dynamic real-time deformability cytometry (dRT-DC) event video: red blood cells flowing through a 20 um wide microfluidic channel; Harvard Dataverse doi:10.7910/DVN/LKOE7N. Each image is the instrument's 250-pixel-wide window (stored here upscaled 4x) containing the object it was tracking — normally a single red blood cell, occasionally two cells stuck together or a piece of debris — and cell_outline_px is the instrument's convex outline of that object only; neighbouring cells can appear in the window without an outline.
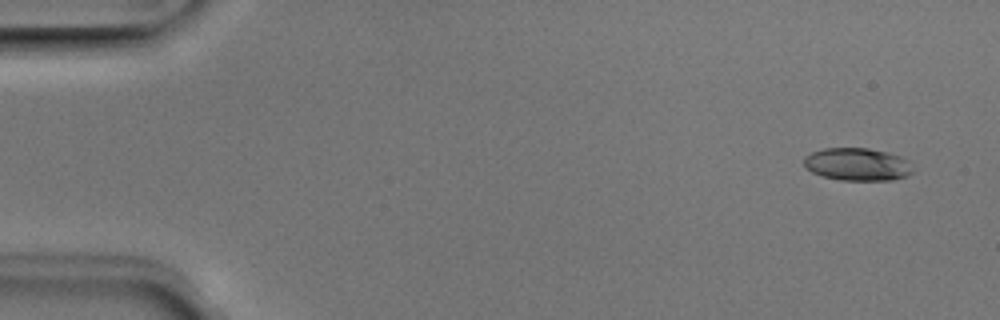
{"species": "Egyptian fruit bat (a non-hibernating species)", "species_latin": "Rousettus aegyptiacus", "temperature_condition": "room temperature", "stored_images_in_passage": 51, "camera_frame_rate_fps": 3000, "um_per_image_px": 0.085, "animal": {"sex": "male"}, "frame": {"image": 1, "passage_image": 3, "time_ms": 0.667, "image_size_px": [1000, 320], "cell_outline_px": [[912, 172], [908, 176], [892, 180], [840, 180], [824, 176], [812, 172], [804, 164], [804, 156], [812, 152], [824, 148], [868, 148], [888, 152], [900, 156], [908, 160]], "centroid_in_image_um": [72.88, 13.96], "position_along_channel_um": 12.1, "area_um2": 20.69}}
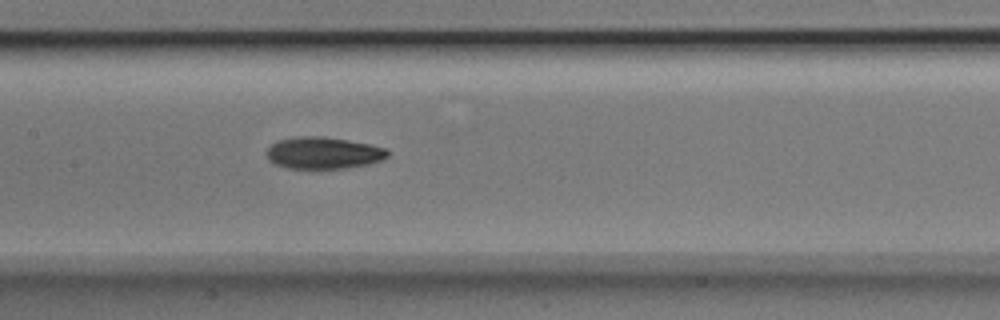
{"frame": {"image": 2, "passage_image": 25, "time_ms": 8.0, "image_size_px": [1000, 320], "cell_outline_px": [[388, 156], [380, 160], [368, 164], [344, 168], [288, 168], [276, 164], [268, 160], [264, 152], [276, 140], [296, 136], [324, 136], [372, 144], [388, 148]], "centroid_in_image_um": [27.46, 12.98], "position_along_channel_um": 179.9, "area_um2": 22.66}}
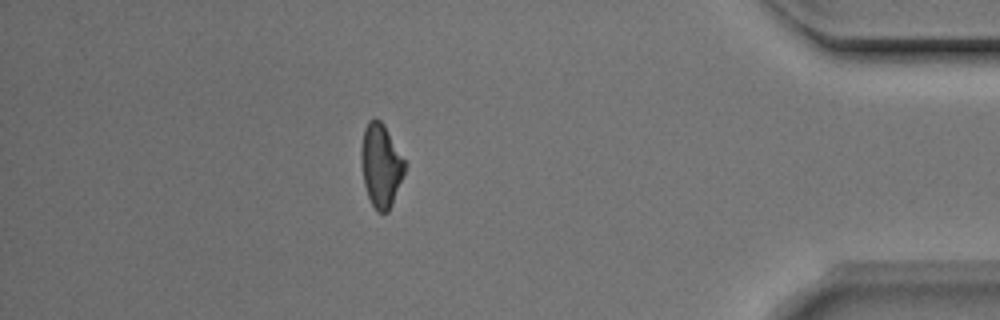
{"frame": {"image": 3, "passage_image": 45, "time_ms": 14.667, "image_size_px": [1000, 320], "cell_outline_px": [[408, 164], [392, 204], [388, 212], [376, 212], [368, 196], [364, 184], [360, 156], [360, 148], [364, 128], [368, 120], [372, 116], [376, 116], [384, 124]], "centroid_in_image_um": [32.38, 14.01], "position_along_channel_um": 402.8, "area_um2": 21.62}, "authors_computed_cell_mechanics": {"area_um2": 21.2704, "velocity_mm_per_s": 3.9729, "shape_relaxation_time_tau1_ms": 2.4763, "shape_relaxation_time_tau2_ms": 8.6229, "deformation_change_tau1": 0.1574, "deformation_change_tau2": 0.1803}}